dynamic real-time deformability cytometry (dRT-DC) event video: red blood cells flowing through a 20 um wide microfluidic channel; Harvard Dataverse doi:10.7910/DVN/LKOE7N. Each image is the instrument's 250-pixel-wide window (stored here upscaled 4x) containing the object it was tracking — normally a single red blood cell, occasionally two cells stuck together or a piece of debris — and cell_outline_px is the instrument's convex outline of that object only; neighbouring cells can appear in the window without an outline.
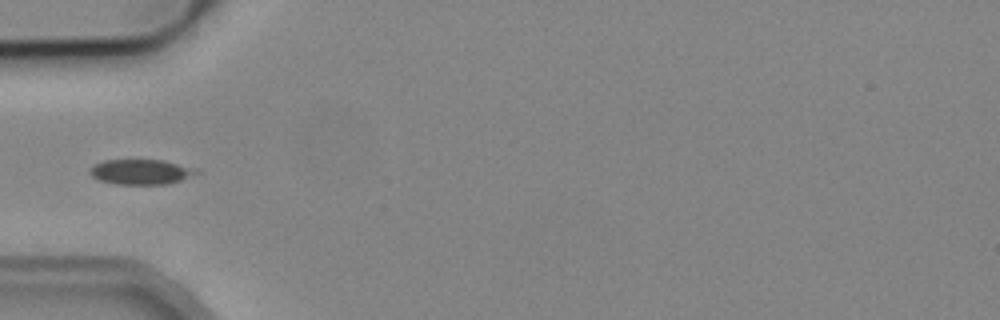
{"species": "common noctule bat (a hibernating species)", "species_latin": "Nyctalus noctula", "temperature_condition": "cold", "stored_images_in_passage": 3, "camera_frame_rate_fps": 3000, "um_per_image_px": 0.085, "animal": {"sex": "male", "body_mass_g": 19.2, "forearm_length_mm": 51.8}, "frame": {"image": 1, "passage_image": 3, "time_ms": 4.333, "image_size_px": [1000, 320], "cell_outline_px": [[200, 172], [180, 180], [168, 184], [116, 184], [100, 180], [92, 176], [88, 172], [88, 168], [92, 164], [104, 160], [164, 160], [196, 168]], "centroid_in_image_um": [11.94, 14.6], "position_along_channel_um": 73.1, "area_um2": 15.66}}